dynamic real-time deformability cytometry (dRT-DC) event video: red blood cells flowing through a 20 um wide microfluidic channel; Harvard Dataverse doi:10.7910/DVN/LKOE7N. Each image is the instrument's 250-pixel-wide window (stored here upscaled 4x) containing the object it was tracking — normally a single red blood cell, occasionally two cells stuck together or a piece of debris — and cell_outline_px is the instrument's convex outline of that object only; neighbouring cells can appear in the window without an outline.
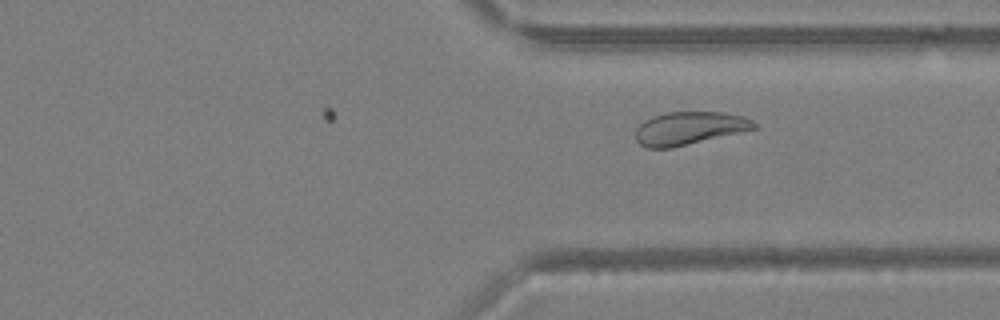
{"species": "Egyptian fruit bat (a non-hibernating species)", "species_latin": "Rousettus aegyptiacus", "temperature_condition": "warm", "stored_images_in_passage": 19, "camera_frame_rate_fps": 3000, "um_per_image_px": 0.085, "animal": {"sex": "female"}, "frame": {"image": 1, "passage_image": 19, "time_ms": 6.0, "image_size_px": [1000, 320], "cell_outline_px": [[756, 128], [672, 148], [648, 148], [640, 144], [636, 140], [636, 128], [644, 120], [652, 116], [668, 112], [724, 112], [744, 116], [752, 120], [756, 124]], "centroid_in_image_um": [58.56, 10.89], "position_along_channel_um": 352.8, "area_um2": 22.66}}